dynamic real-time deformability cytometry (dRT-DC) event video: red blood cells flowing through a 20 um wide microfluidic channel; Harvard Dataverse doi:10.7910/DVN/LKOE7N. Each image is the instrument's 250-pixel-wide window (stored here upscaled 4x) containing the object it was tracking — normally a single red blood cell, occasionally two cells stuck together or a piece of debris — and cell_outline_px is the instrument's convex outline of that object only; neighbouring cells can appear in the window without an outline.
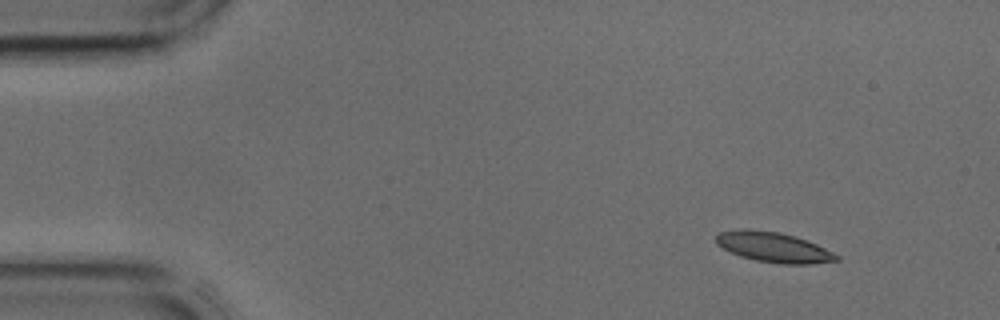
{"species": "common noctule bat (a hibernating species)", "species_latin": "Nyctalus noctula", "temperature_condition": "cold", "stored_images_in_passage": 39, "camera_frame_rate_fps": 3000, "um_per_image_px": 0.085, "animal": {"sex": "male", "body_mass_g": 17.9, "forearm_length_mm": 54.2}, "frame": {"image": 1, "passage_image": 1, "time_ms": 0.0, "image_size_px": [1000, 320], "cell_outline_px": [[840, 260], [812, 264], [780, 264], [756, 260], [740, 256], [716, 244], [716, 236], [720, 232], [740, 228], [748, 228], [780, 232], [796, 236], [808, 240], [840, 256]], "centroid_in_image_um": [65.76, 21.0], "position_along_channel_um": 19.2, "area_um2": 21.27}}
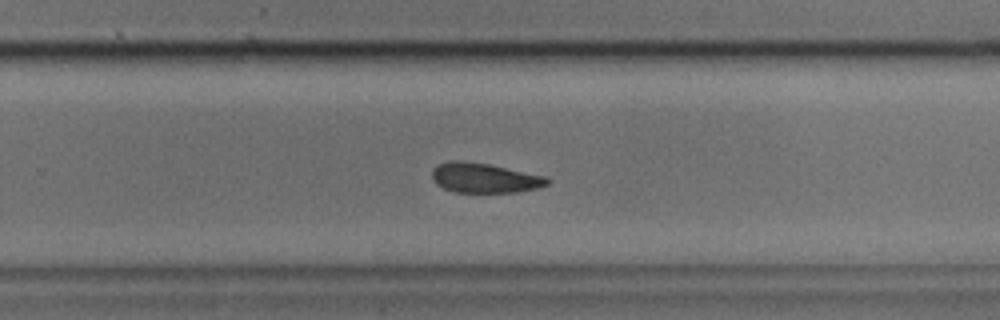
{"frame": {"image": 2, "passage_image": 24, "time_ms": 7.667, "image_size_px": [1000, 320], "cell_outline_px": [[548, 184], [540, 188], [516, 192], [452, 192], [436, 184], [432, 180], [432, 168], [440, 164], [452, 160], [460, 160], [488, 164], [544, 176], [548, 180]], "centroid_in_image_um": [41.14, 15.13], "position_along_channel_um": 288.7, "area_um2": 19.88}}
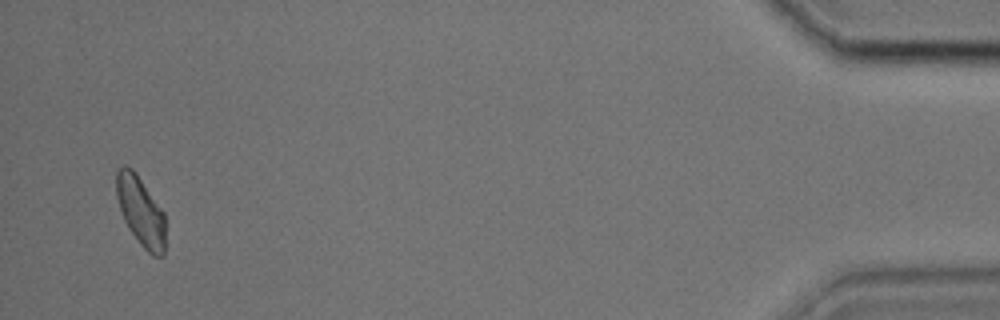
{"frame": {"image": 3, "passage_image": 38, "time_ms": 12.333, "image_size_px": [1000, 320], "cell_outline_px": [[164, 256], [152, 256], [140, 244], [128, 228], [124, 220], [116, 196], [116, 168], [124, 164], [132, 168], [136, 172], [164, 212]], "centroid_in_image_um": [11.94, 17.91], "position_along_channel_um": 423.3, "area_um2": 19.88}}